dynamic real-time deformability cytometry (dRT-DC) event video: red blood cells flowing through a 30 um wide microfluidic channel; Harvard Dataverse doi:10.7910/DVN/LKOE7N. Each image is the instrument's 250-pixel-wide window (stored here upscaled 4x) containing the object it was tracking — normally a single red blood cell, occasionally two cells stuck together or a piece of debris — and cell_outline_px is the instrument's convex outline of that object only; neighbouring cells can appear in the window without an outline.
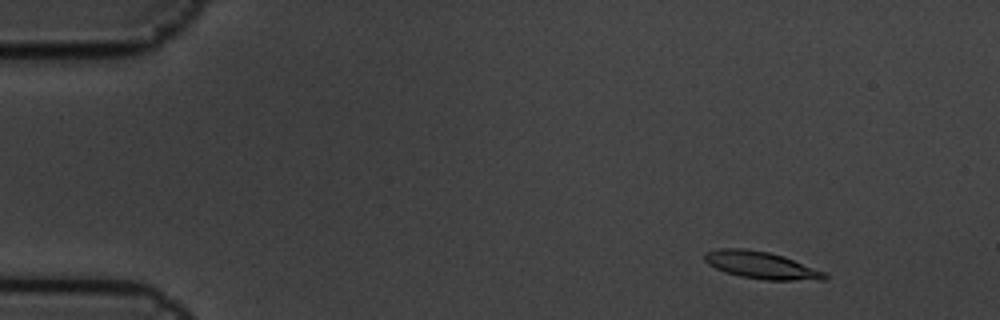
{"species": "common noctule bat (a hibernating species)", "species_latin": "Nyctalus noctula", "temperature_condition": "cold", "stored_images_in_passage": 12, "camera_frame_rate_fps": 3000, "um_per_image_px": 0.085, "animal": {"sex": "male", "body_mass_g": 19.5, "forearm_length_mm": 54.6}, "frame": {"image": 1, "passage_image": 2, "time_ms": 0.333, "image_size_px": [1000, 320], "cell_outline_px": [[828, 276], [824, 280], [764, 280], [740, 276], [724, 272], [708, 264], [704, 260], [704, 252], [720, 248], [744, 248], [768, 252], [784, 256], [824, 272]], "centroid_in_image_um": [64.66, 22.54], "position_along_channel_um": 20.3, "area_um2": 19.02}}
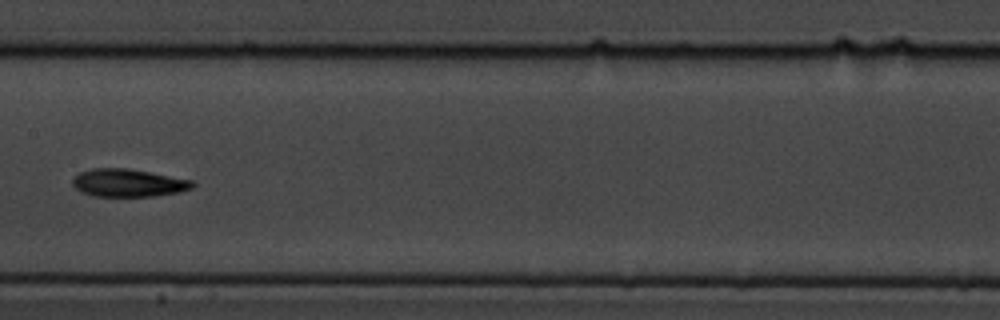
{"frame": {"image": 2, "passage_image": 8, "time_ms": 2.333, "image_size_px": [1000, 320], "cell_outline_px": [[196, 184], [192, 188], [180, 192], [152, 196], [92, 196], [80, 192], [72, 184], [72, 180], [80, 172], [92, 168], [128, 168], [192, 180]], "centroid_in_image_um": [10.89, 15.55], "position_along_channel_um": 196.5, "area_um2": 19.42}}
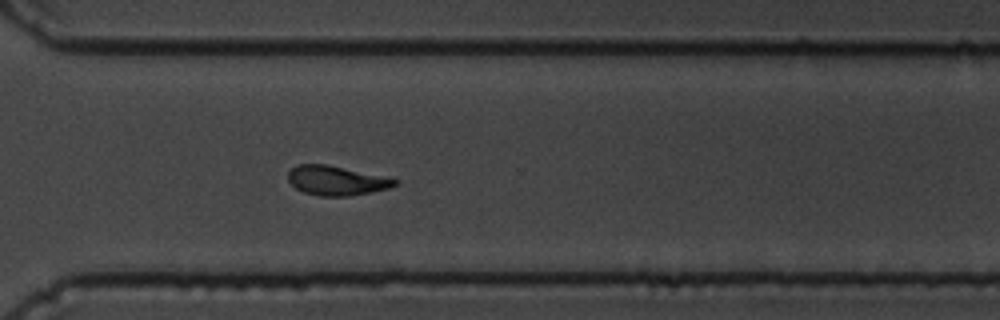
{"frame": {"image": 3, "passage_image": 12, "time_ms": 3.667, "image_size_px": [1000, 320], "cell_outline_px": [[400, 180], [396, 184], [388, 188], [372, 192], [348, 196], [320, 196], [304, 192], [296, 188], [288, 180], [288, 172], [296, 164], [328, 164]], "centroid_in_image_um": [28.57, 15.34], "position_along_channel_um": 342.0, "area_um2": 18.21}}